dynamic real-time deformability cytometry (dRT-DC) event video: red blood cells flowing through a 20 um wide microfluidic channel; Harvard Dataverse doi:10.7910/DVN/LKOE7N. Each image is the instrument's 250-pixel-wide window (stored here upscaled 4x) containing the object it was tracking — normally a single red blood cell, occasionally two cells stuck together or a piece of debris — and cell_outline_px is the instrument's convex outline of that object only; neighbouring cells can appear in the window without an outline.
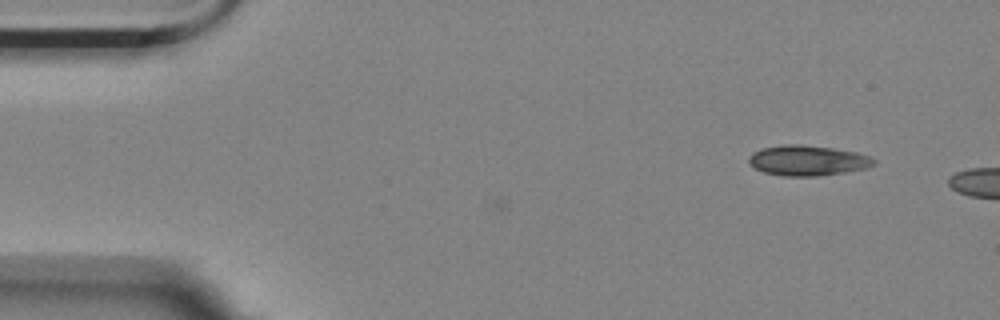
{"species": "Egyptian fruit bat (a non-hibernating species)", "species_latin": "Rousettus aegyptiacus", "temperature_condition": "room temperature", "stored_images_in_passage": 2, "camera_frame_rate_fps": 3000, "um_per_image_px": 0.085, "animal": {"sex": "female"}, "frame": {"image": 1, "passage_image": 1, "time_ms": 0.0, "image_size_px": [1000, 320], "cell_outline_px": [[876, 164], [864, 168], [844, 172], [816, 176], [784, 176], [764, 172], [756, 168], [748, 160], [748, 156], [752, 152], [760, 148], [784, 144], [800, 144], [832, 148], [856, 152], [868, 156], [876, 160]], "centroid_in_image_um": [68.62, 13.63], "position_along_channel_um": 16.4, "area_um2": 21.96}}